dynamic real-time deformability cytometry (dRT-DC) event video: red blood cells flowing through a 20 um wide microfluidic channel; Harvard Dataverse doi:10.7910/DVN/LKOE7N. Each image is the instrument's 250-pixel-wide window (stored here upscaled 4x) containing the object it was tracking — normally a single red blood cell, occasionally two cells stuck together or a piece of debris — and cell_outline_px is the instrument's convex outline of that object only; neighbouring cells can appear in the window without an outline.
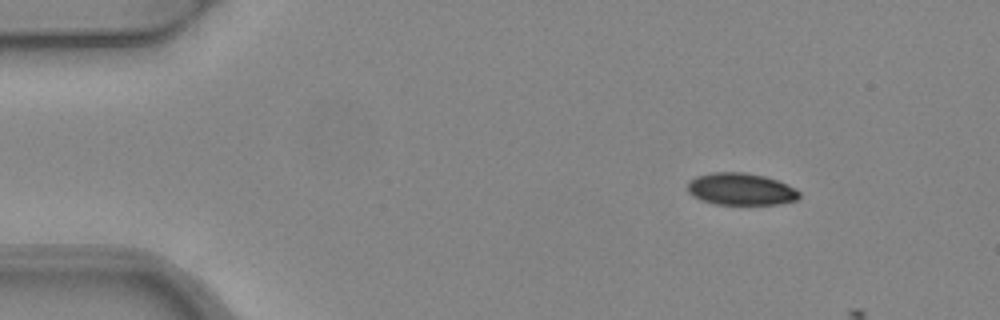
{"species": "common noctule bat (a hibernating species)", "species_latin": "Nyctalus noctula", "temperature_condition": "warm", "stored_images_in_passage": 2, "camera_frame_rate_fps": 3000, "um_per_image_px": 0.085, "animal": {"sex": "female", "body_mass_g": 24.6, "forearm_length_mm": 56.2}, "frame": {"image": 1, "passage_image": 1, "time_ms": 0.0, "image_size_px": [1000, 320], "cell_outline_px": [[800, 196], [796, 200], [780, 204], [716, 204], [700, 200], [692, 196], [688, 192], [688, 180], [696, 176], [712, 172], [744, 172], [764, 176], [788, 184], [796, 188], [800, 192]], "centroid_in_image_um": [62.96, 16.07], "position_along_channel_um": 22.0, "area_um2": 21.04}}